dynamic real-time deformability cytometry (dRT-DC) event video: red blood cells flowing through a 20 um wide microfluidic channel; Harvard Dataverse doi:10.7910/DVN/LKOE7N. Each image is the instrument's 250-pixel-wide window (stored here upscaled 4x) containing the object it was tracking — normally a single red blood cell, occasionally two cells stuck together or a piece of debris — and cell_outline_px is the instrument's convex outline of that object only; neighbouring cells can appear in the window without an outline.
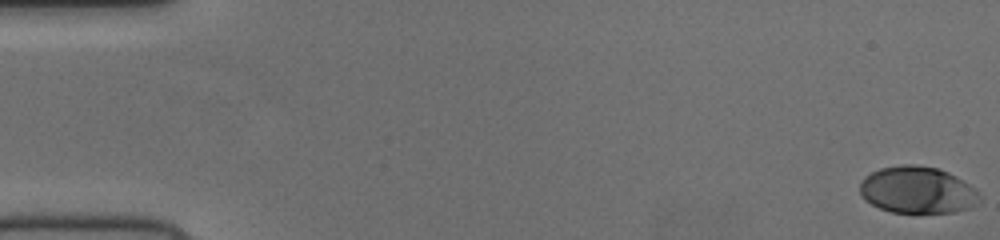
{"species": "human", "species_latin": "Homo sapiens", "temperature_condition": "cold", "stored_images_in_passage": 53, "camera_frame_rate_fps": 3000, "um_per_image_px": 0.085, "donor": {"sex": "female"}, "frame": {"image": 1, "passage_image": 1, "time_ms": 0.0, "image_size_px": [1000, 240], "cell_outline_px": [[980, 200], [972, 208], [956, 212], [892, 212], [880, 208], [864, 200], [860, 192], [860, 184], [864, 176], [880, 168], [900, 164], [912, 164], [940, 168], [956, 176], [976, 188], [980, 196]], "centroid_in_image_um": [78.0, 16.14], "position_along_channel_um": 7.0, "area_um2": 32.95}}
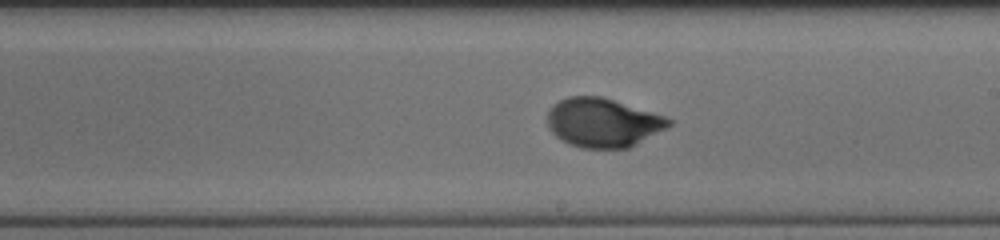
{"frame": {"image": 2, "passage_image": 31, "time_ms": 10.0, "image_size_px": [1000, 240], "cell_outline_px": [[672, 124], [636, 144], [628, 148], [580, 148], [568, 144], [560, 140], [548, 128], [548, 112], [552, 104], [568, 96], [600, 96], [664, 116], [672, 120]], "centroid_in_image_um": [51.19, 10.43], "position_along_channel_um": 237.8, "area_um2": 34.39}}
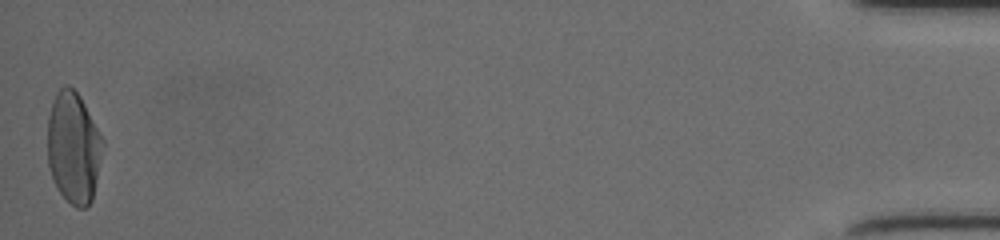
{"frame": {"image": 3, "passage_image": 53, "time_ms": 17.333, "image_size_px": [1000, 240], "cell_outline_px": [[104, 144], [92, 200], [84, 208], [76, 208], [60, 192], [52, 176], [48, 164], [48, 116], [56, 92], [64, 84], [68, 84], [80, 96], [104, 140]], "centroid_in_image_um": [6.25, 12.52], "position_along_channel_um": 428.9, "area_um2": 35.6}}